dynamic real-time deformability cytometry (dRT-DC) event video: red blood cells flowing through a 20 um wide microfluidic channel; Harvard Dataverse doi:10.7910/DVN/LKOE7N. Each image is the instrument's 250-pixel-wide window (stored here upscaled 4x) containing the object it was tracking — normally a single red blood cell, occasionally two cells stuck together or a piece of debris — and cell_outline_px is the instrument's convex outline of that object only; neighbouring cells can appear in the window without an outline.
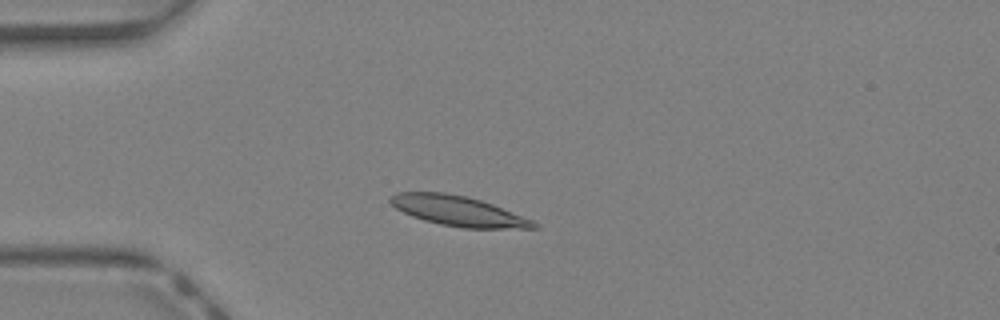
{"species": "Egyptian fruit bat (a non-hibernating species)", "species_latin": "Rousettus aegyptiacus", "temperature_condition": "warm", "stored_images_in_passage": 34, "camera_frame_rate_fps": 3000, "um_per_image_px": 0.085, "animal": {"sex": "female"}, "frame": {"image": 1, "passage_image": 2, "time_ms": 0.333, "image_size_px": [1000, 320], "cell_outline_px": [[540, 228], [464, 228], [440, 224], [424, 220], [412, 216], [396, 208], [388, 200], [388, 196], [396, 192], [444, 192], [464, 196], [480, 200], [492, 204], [532, 220]], "centroid_in_image_um": [38.89, 17.92], "position_along_channel_um": 46.1, "area_um2": 24.8}}
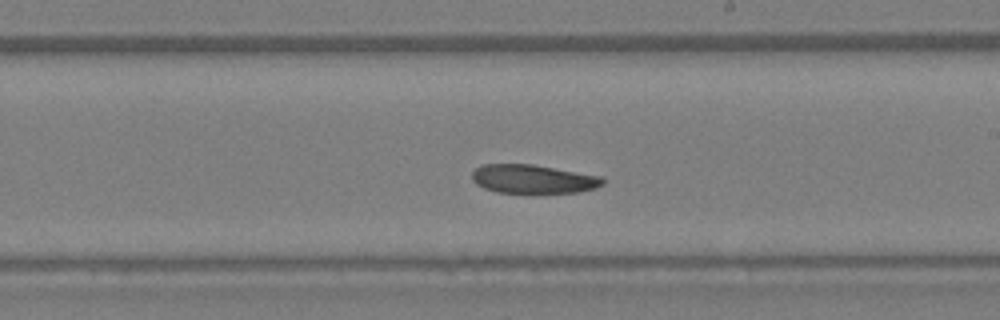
{"frame": {"image": 2, "passage_image": 16, "time_ms": 5.0, "image_size_px": [1000, 320], "cell_outline_px": [[604, 184], [596, 188], [576, 192], [496, 192], [484, 188], [476, 184], [472, 180], [472, 172], [476, 168], [484, 164], [532, 164], [604, 176]], "centroid_in_image_um": [45.33, 15.2], "position_along_channel_um": 243.7, "area_um2": 21.85}}
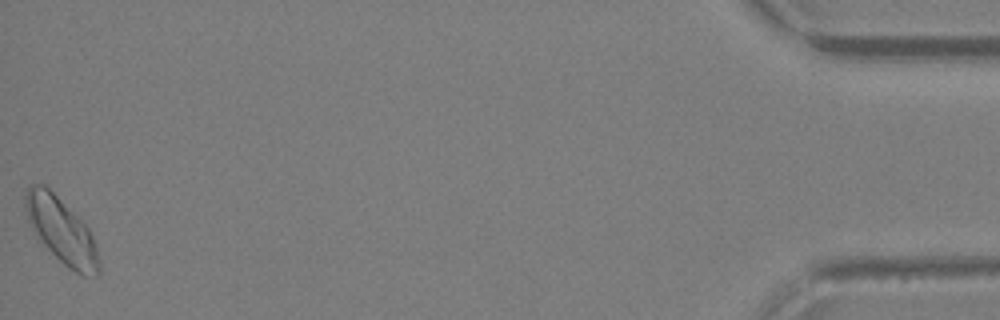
{"frame": {"image": 3, "passage_image": 34, "time_ms": 11.0, "image_size_px": [1000, 320], "cell_outline_px": [[100, 272], [96, 276], [80, 276], [68, 268], [36, 236], [28, 220], [24, 208], [24, 192], [32, 184], [44, 184], [88, 228], [92, 236], [100, 260]], "centroid_in_image_um": [5.21, 19.63], "position_along_channel_um": 430.0, "area_um2": 27.69}, "authors_computed_cell_mechanics": {"area_um2": 23.6113, "velocity_mm_per_s": 4.705, "shape_relaxation_time_tau1_ms": 6.1959, "shape_relaxation_time_tau2_ms": null, "deformation_change_tau1": 0.1814, "deformation_change_tau2": null}}